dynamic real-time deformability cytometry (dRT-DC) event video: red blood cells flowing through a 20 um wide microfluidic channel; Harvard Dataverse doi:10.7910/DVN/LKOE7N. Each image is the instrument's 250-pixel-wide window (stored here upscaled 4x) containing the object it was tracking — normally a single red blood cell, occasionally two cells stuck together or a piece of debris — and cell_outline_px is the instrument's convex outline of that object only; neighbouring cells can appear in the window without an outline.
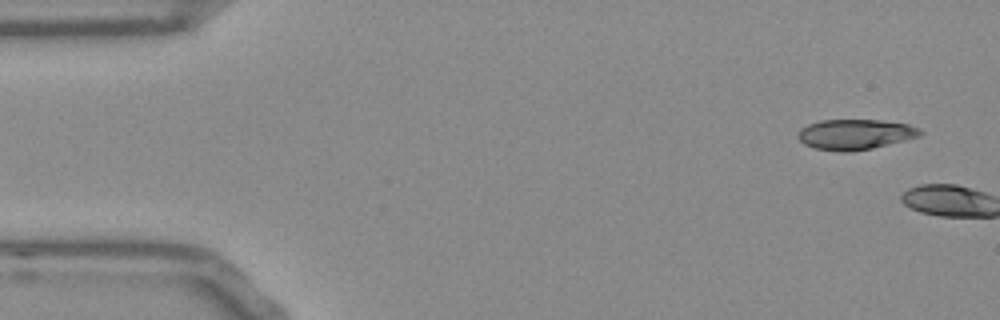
{"species": "Egyptian fruit bat (a non-hibernating species)", "species_latin": "Rousettus aegyptiacus", "temperature_condition": "room temperature", "stored_images_in_passage": 3, "camera_frame_rate_fps": 3000, "um_per_image_px": 0.085, "frame": {"image": 1, "passage_image": 1, "time_ms": 0.0, "image_size_px": [1000, 320], "cell_outline_px": [[924, 132], [920, 136], [872, 148], [852, 152], [840, 152], [816, 148], [804, 144], [796, 136], [796, 132], [800, 128], [808, 124], [820, 120], [880, 120], [908, 124], [920, 128]], "centroid_in_image_um": [72.67, 11.42], "position_along_channel_um": 12.3, "area_um2": 21.73}}